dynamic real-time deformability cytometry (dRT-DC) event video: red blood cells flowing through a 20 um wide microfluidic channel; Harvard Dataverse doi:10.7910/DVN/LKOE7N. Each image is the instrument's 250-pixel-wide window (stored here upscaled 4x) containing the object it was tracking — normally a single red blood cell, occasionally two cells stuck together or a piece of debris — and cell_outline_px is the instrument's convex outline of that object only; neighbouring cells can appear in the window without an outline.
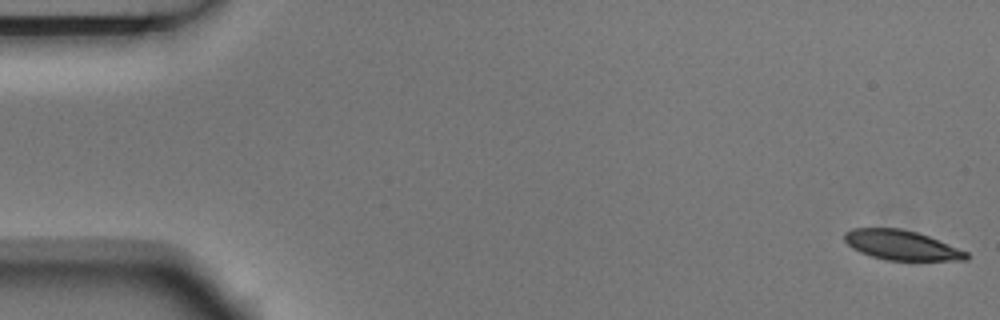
{"species": "Egyptian fruit bat (a non-hibernating species)", "species_latin": "Rousettus aegyptiacus", "temperature_condition": "room temperature", "stored_images_in_passage": 4, "camera_frame_rate_fps": 3000, "um_per_image_px": 0.085, "animal": {"sex": "male"}, "frame": {"image": 1, "passage_image": 1, "time_ms": 0.0, "image_size_px": [1000, 320], "cell_outline_px": [[968, 260], [888, 260], [872, 256], [860, 252], [852, 248], [844, 240], [844, 232], [852, 228], [900, 228], [916, 232], [928, 236], [968, 252]], "centroid_in_image_um": [76.6, 20.83], "position_along_channel_um": 8.4, "area_um2": 20.92}}
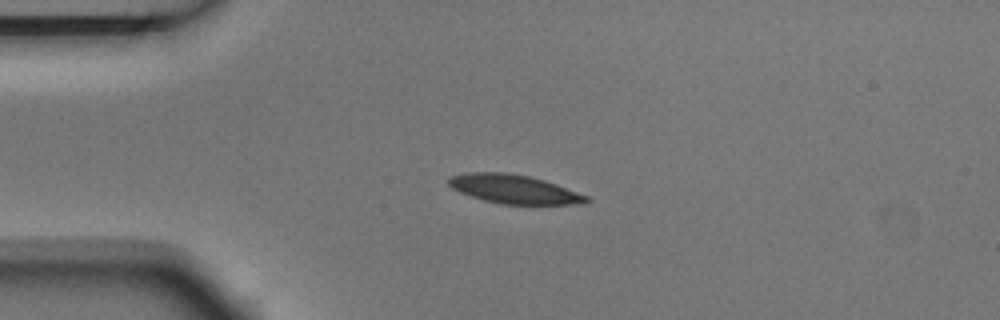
{"frame": {"image": 2, "passage_image": 4, "time_ms": 1.0, "image_size_px": [1000, 320], "cell_outline_px": [[592, 200], [584, 204], [500, 204], [484, 200], [460, 192], [452, 188], [448, 184], [448, 176], [468, 172], [504, 172], [528, 176], [544, 180], [556, 184], [588, 196]], "centroid_in_image_um": [43.69, 16.07], "position_along_channel_um": 41.3, "area_um2": 23.12}}